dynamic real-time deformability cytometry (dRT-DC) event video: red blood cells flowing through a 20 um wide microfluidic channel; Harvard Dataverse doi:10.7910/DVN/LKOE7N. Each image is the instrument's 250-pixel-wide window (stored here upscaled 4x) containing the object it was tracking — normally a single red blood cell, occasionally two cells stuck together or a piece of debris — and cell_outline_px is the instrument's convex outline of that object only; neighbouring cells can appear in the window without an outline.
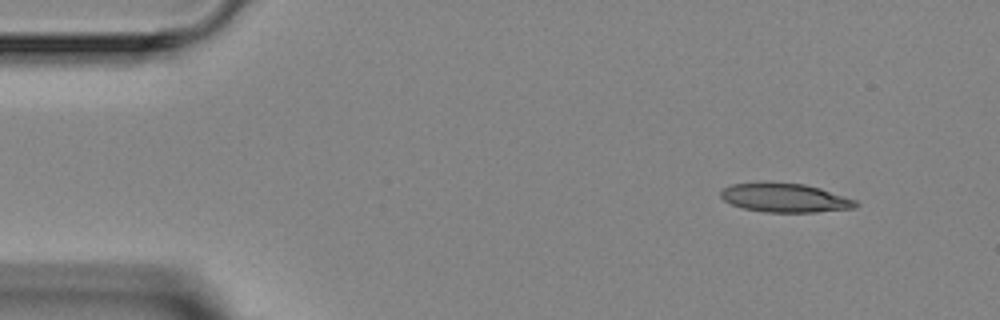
{"species": "Egyptian fruit bat (a non-hibernating species)", "species_latin": "Rousettus aegyptiacus", "temperature_condition": "room temperature", "stored_images_in_passage": 4, "camera_frame_rate_fps": 3000, "um_per_image_px": 0.085, "animal": {"sex": "female"}, "frame": {"image": 1, "passage_image": 1, "time_ms": 0.0, "image_size_px": [1000, 320], "cell_outline_px": [[860, 204], [856, 208], [816, 212], [764, 212], [744, 208], [732, 204], [724, 200], [720, 196], [720, 192], [724, 188], [732, 184], [760, 180], [804, 184], [820, 188], [856, 200]], "centroid_in_image_um": [66.7, 16.79], "position_along_channel_um": 18.3, "area_um2": 23.18}}
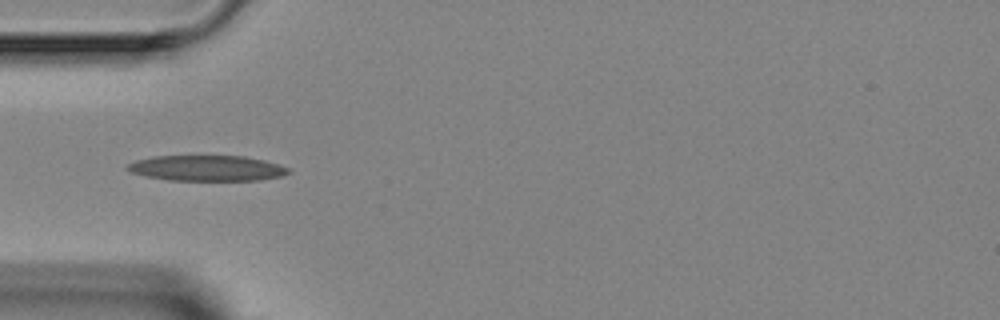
{"frame": {"image": 2, "passage_image": 3, "time_ms": 3.333, "image_size_px": [1000, 320], "cell_outline_px": [[292, 172], [280, 176], [260, 180], [168, 180], [148, 176], [132, 172], [124, 168], [128, 164], [136, 160], [152, 156], [244, 156], [264, 160], [280, 164], [288, 168]], "centroid_in_image_um": [17.6, 14.29], "position_along_channel_um": 67.4, "area_um2": 23.93}}
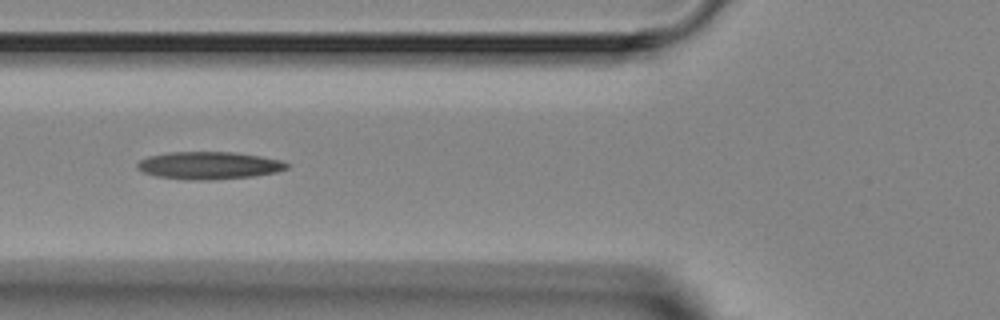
{"frame": {"image": 3, "passage_image": 4, "time_ms": 4.333, "image_size_px": [1000, 320], "cell_outline_px": [[288, 168], [276, 172], [252, 176], [212, 180], [200, 180], [156, 176], [144, 172], [136, 168], [136, 164], [140, 160], [148, 156], [168, 152], [236, 152], [260, 156], [280, 160], [288, 164]], "centroid_in_image_um": [17.75, 14.05], "position_along_channel_um": 108.1, "area_um2": 23.81}}